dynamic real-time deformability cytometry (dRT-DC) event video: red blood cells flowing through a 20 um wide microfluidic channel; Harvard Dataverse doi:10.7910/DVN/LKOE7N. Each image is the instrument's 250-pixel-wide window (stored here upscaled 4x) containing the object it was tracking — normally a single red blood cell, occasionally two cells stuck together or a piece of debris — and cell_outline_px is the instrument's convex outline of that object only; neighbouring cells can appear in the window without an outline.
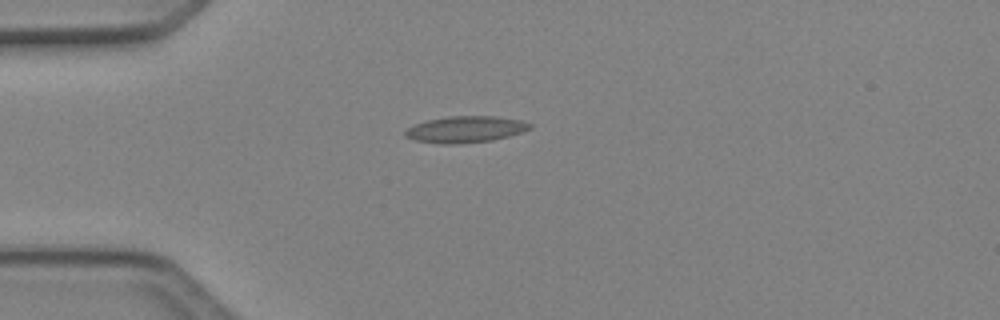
{"species": "Egyptian fruit bat (a non-hibernating species)", "species_latin": "Rousettus aegyptiacus", "temperature_condition": "cold", "stored_images_in_passage": 5, "camera_frame_rate_fps": 3000, "um_per_image_px": 0.085, "animal": {"sex": "female"}, "frame": {"image": 1, "passage_image": 5, "time_ms": 1.333, "image_size_px": [1000, 320], "cell_outline_px": [[532, 128], [524, 132], [492, 140], [456, 144], [440, 144], [416, 140], [404, 136], [404, 132], [408, 128], [416, 124], [428, 120], [448, 116], [496, 116], [520, 120], [532, 124]], "centroid_in_image_um": [39.59, 10.99], "position_along_channel_um": 45.4, "area_um2": 19.19}}